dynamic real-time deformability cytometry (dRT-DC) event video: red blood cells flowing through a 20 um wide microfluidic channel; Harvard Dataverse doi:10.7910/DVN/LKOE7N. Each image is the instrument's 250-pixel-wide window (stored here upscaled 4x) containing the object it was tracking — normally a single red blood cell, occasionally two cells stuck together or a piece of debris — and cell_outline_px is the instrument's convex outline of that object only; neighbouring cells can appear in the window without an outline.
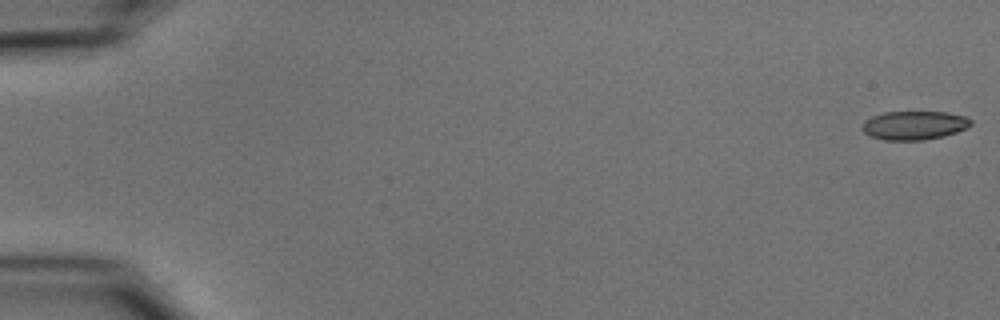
{"species": "common noctule bat (a hibernating species)", "species_latin": "Nyctalus noctula", "temperature_condition": "cold", "stored_images_in_passage": 16, "camera_frame_rate_fps": 3000, "um_per_image_px": 0.085, "animal": {"sex": "male", "body_mass_g": 15.6}, "frame": {"image": 1, "passage_image": 1, "time_ms": 0.0, "image_size_px": [1000, 320], "cell_outline_px": [[972, 124], [968, 128], [944, 136], [924, 140], [884, 140], [868, 136], [860, 128], [864, 120], [872, 116], [884, 112], [948, 112], [968, 116], [972, 120]], "centroid_in_image_um": [77.71, 10.65], "position_along_channel_um": 7.3, "area_um2": 18.55}}